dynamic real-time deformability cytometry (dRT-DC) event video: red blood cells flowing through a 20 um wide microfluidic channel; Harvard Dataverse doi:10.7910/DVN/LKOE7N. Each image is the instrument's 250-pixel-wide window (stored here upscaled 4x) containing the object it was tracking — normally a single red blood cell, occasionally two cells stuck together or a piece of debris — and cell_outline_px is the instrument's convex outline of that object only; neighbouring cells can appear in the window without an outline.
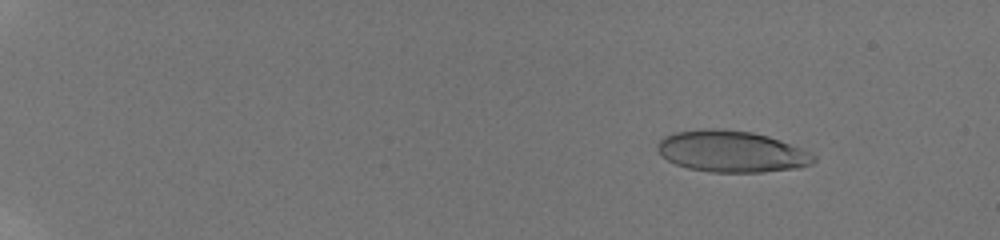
{"species": "human", "species_latin": "Homo sapiens", "temperature_condition": "room temperature", "stored_images_in_passage": 85, "camera_frame_rate_fps": 3000, "um_per_image_px": 0.085, "donor": {"sex": "male"}, "frame": {"image": 1, "passage_image": 13, "time_ms": 2.667, "image_size_px": [1000, 240], "cell_outline_px": [[816, 160], [812, 164], [800, 168], [760, 172], [712, 172], [688, 168], [676, 164], [668, 160], [656, 148], [656, 144], [664, 136], [672, 132], [700, 128], [720, 128], [752, 132], [768, 136], [780, 140], [800, 148], [816, 156]], "centroid_in_image_um": [62.17, 12.86], "position_along_channel_um": 22.8, "area_um2": 37.92}}
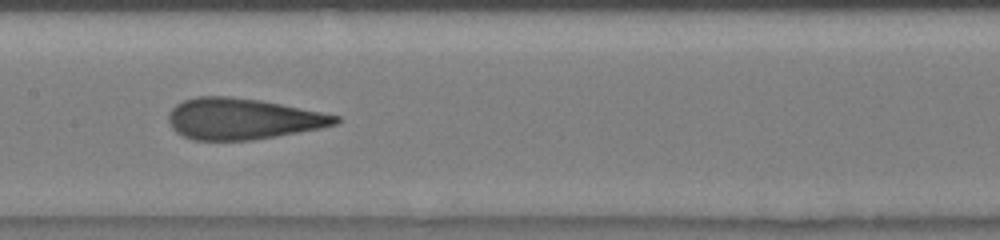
{"frame": {"image": 2, "passage_image": 48, "time_ms": 11.0, "image_size_px": [1000, 240], "cell_outline_px": [[340, 120], [336, 124], [320, 128], [276, 136], [252, 140], [192, 140], [176, 132], [172, 128], [168, 120], [168, 116], [172, 108], [176, 104], [184, 100], [196, 96], [228, 96], [260, 100], [340, 116]], "centroid_in_image_um": [20.58, 10.1], "position_along_channel_um": 186.8, "area_um2": 39.77}}
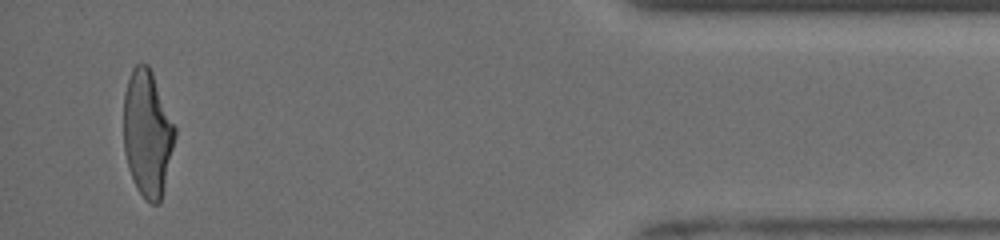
{"frame": {"image": 3, "passage_image": 79, "time_ms": 18.333, "image_size_px": [1000, 240], "cell_outline_px": [[176, 136], [160, 204], [152, 204], [144, 200], [136, 188], [124, 152], [124, 92], [132, 68], [136, 64], [148, 64], [152, 72], [176, 128]], "centroid_in_image_um": [12.53, 11.36], "position_along_channel_um": 422.7, "area_um2": 37.69}, "authors_computed_cell_mechanics": {"area_um2": 38.6682, "velocity_mm_per_s": 3.8974, "shape_relaxation_time_tau1_ms": 7.1487, "shape_relaxation_time_tau2_ms": 0.895, "deformation_change_tau1": 0.2529, "deformation_change_tau2": 0.0948}}